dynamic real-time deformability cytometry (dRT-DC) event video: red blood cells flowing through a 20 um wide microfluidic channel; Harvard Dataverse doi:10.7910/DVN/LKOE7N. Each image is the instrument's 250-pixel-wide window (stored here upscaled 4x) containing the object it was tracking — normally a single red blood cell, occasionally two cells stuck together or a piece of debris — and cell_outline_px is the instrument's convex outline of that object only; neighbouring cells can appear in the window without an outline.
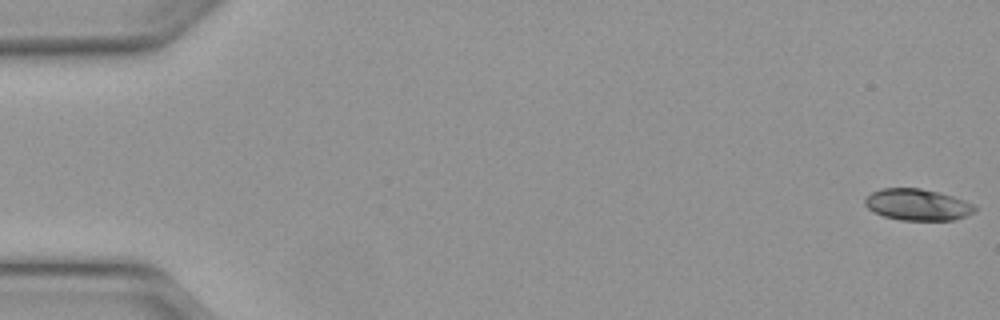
{"species": "Egyptian fruit bat (a non-hibernating species)", "species_latin": "Rousettus aegyptiacus", "temperature_condition": "warm", "stored_images_in_passage": 20, "camera_frame_rate_fps": 3000, "um_per_image_px": 0.085, "animal": {"sex": "female"}, "frame": {"image": 1, "passage_image": 1, "time_ms": 0.0, "image_size_px": [1000, 320], "cell_outline_px": [[976, 208], [972, 212], [964, 216], [952, 220], [900, 220], [884, 216], [872, 212], [864, 204], [864, 200], [872, 192], [880, 188], [920, 188], [940, 192], [976, 204]], "centroid_in_image_um": [77.96, 17.39], "position_along_channel_um": 7.0, "area_um2": 20.17}}
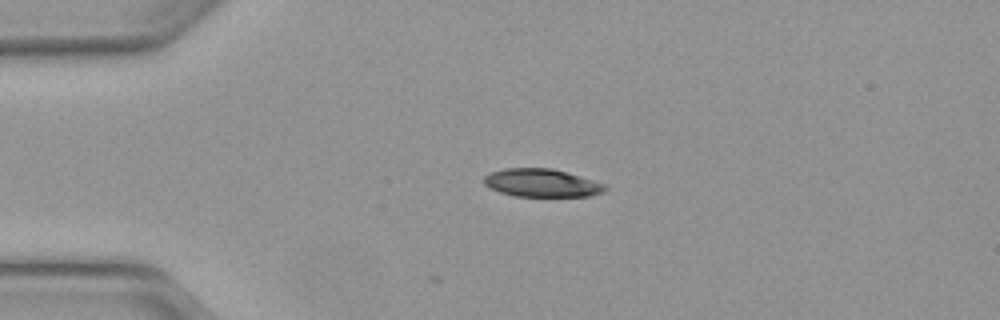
{"frame": {"image": 2, "passage_image": 12, "time_ms": 3.667, "image_size_px": [1000, 320], "cell_outline_px": [[608, 188], [604, 192], [588, 196], [512, 196], [500, 192], [484, 184], [484, 176], [492, 172], [504, 168], [552, 168], [608, 184]], "centroid_in_image_um": [46.09, 15.55], "position_along_channel_um": 38.9, "area_um2": 19.83}}
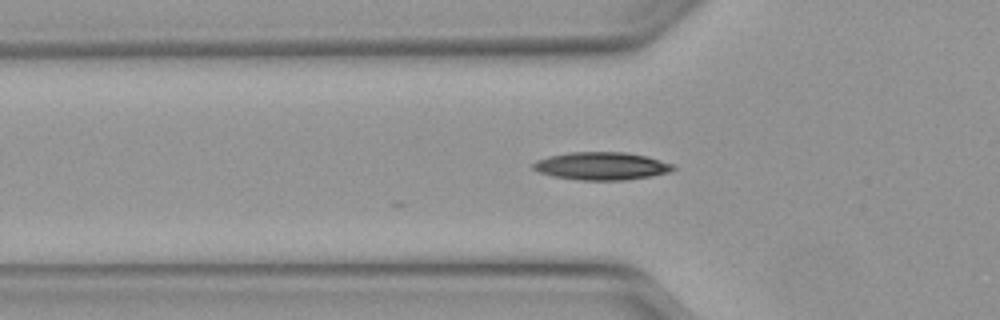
{"frame": {"image": 3, "passage_image": 17, "time_ms": 5.333, "image_size_px": [1000, 320], "cell_outline_px": [[676, 168], [668, 172], [652, 176], [624, 180], [580, 180], [552, 176], [540, 172], [532, 168], [532, 164], [536, 160], [548, 156], [568, 152], [624, 152], [648, 156], [676, 164]], "centroid_in_image_um": [51.15, 14.1], "position_along_channel_um": 74.6, "area_um2": 22.89}}